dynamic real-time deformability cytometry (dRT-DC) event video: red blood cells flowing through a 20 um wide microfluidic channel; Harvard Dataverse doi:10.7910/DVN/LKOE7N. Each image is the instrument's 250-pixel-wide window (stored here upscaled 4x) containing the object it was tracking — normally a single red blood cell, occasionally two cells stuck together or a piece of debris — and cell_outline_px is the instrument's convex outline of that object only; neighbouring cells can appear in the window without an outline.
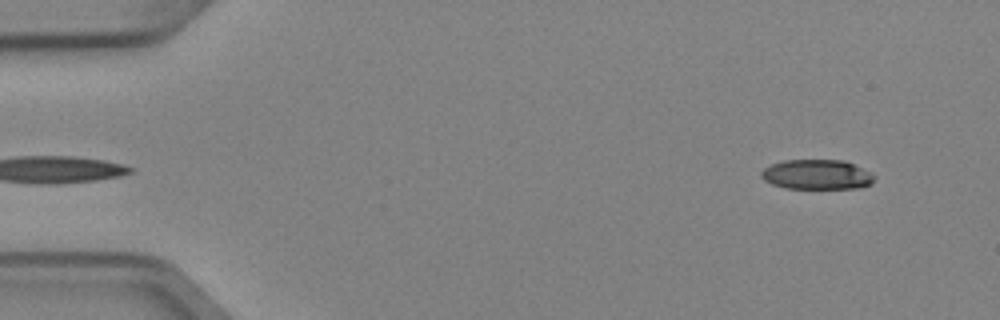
{"species": "Egyptian fruit bat (a non-hibernating species)", "species_latin": "Rousettus aegyptiacus", "temperature_condition": "cold", "stored_images_in_passage": 5, "camera_frame_rate_fps": 3000, "um_per_image_px": 0.085, "animal": {"sex": "female"}, "frame": {"image": 1, "passage_image": 5, "time_ms": 1.333, "image_size_px": [1000, 320], "cell_outline_px": [[876, 176], [872, 184], [856, 188], [784, 188], [772, 184], [764, 180], [760, 176], [760, 172], [764, 168], [772, 164], [784, 160], [844, 160], [872, 172]], "centroid_in_image_um": [69.45, 14.83], "position_along_channel_um": 15.6, "area_um2": 19.77}}